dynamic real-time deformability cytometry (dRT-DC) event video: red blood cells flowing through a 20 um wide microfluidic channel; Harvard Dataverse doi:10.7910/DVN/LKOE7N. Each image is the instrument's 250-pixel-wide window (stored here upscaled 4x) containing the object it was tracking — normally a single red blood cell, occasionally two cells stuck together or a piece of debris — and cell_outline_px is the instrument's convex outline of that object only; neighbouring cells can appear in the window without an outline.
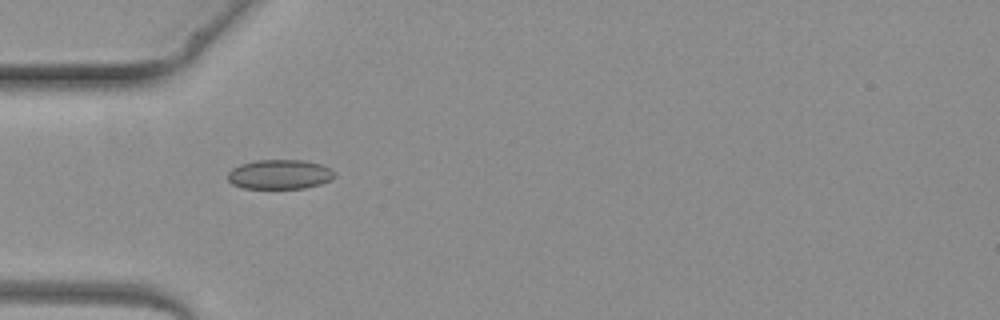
{"species": "common noctule bat (a hibernating species)", "species_latin": "Nyctalus noctula", "temperature_condition": "warm", "stored_images_in_passage": 1, "camera_frame_rate_fps": 3000, "um_per_image_px": 0.085, "animal": {"sex": "female", "body_mass_g": 19.3, "forearm_length_mm": 54.1}, "frame": {"image": 1, "passage_image": 1, "time_ms": 0.0, "image_size_px": [1000, 320], "cell_outline_px": [[336, 176], [332, 180], [320, 184], [304, 188], [244, 188], [232, 184], [228, 180], [228, 172], [232, 168], [240, 164], [256, 160], [304, 160], [320, 164], [332, 168], [336, 172]], "centroid_in_image_um": [23.81, 14.81], "position_along_channel_um": 61.2, "area_um2": 18.55}}